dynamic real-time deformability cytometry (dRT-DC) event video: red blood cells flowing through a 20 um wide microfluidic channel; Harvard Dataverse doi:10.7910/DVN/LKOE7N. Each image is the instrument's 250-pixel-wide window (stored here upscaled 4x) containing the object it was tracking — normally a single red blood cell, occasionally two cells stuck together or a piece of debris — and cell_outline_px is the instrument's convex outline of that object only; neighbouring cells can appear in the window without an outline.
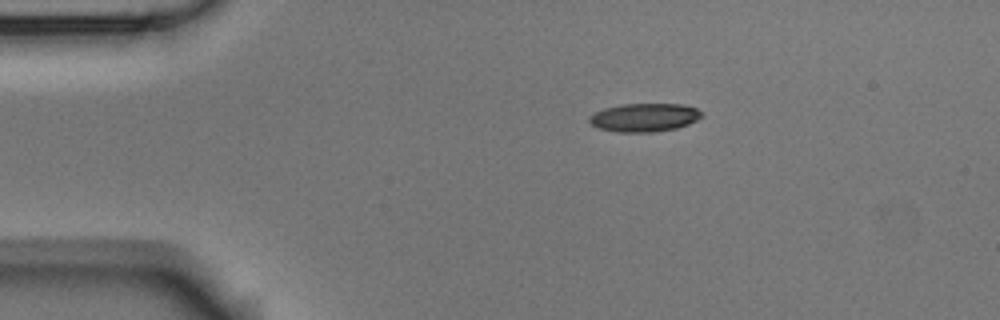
{"species": "Egyptian fruit bat (a non-hibernating species)", "species_latin": "Rousettus aegyptiacus", "temperature_condition": "room temperature", "stored_images_in_passage": 7, "camera_frame_rate_fps": 3000, "um_per_image_px": 0.085, "animal": {"sex": "male"}, "frame": {"image": 1, "passage_image": 1, "time_ms": 0.0, "image_size_px": [1000, 320], "cell_outline_px": [[704, 116], [688, 124], [676, 128], [652, 132], [616, 132], [600, 128], [592, 124], [588, 120], [588, 116], [604, 108], [620, 104], [684, 104], [696, 108], [704, 112]], "centroid_in_image_um": [54.8, 9.97], "position_along_channel_um": 30.2, "area_um2": 18.67}}
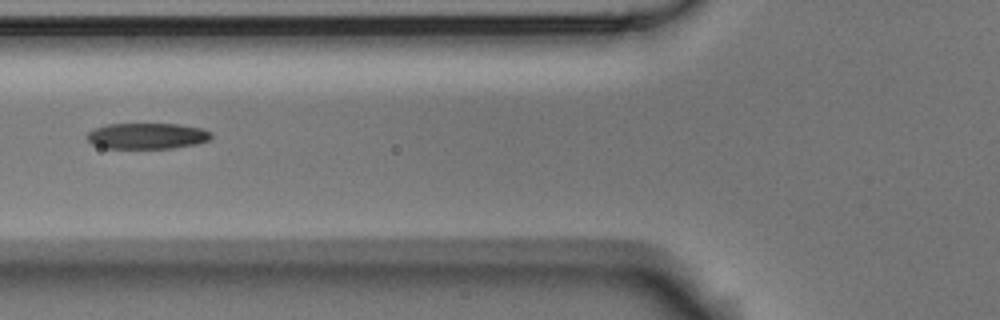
{"frame": {"image": 2, "passage_image": 4, "time_ms": 3.667, "image_size_px": [1000, 320], "cell_outline_px": [[212, 136], [208, 140], [196, 144], [172, 148], [104, 148], [92, 144], [84, 136], [92, 128], [108, 124], [180, 124], [200, 128], [212, 132]], "centroid_in_image_um": [12.46, 11.55], "position_along_channel_um": 113.3, "area_um2": 18.9}}
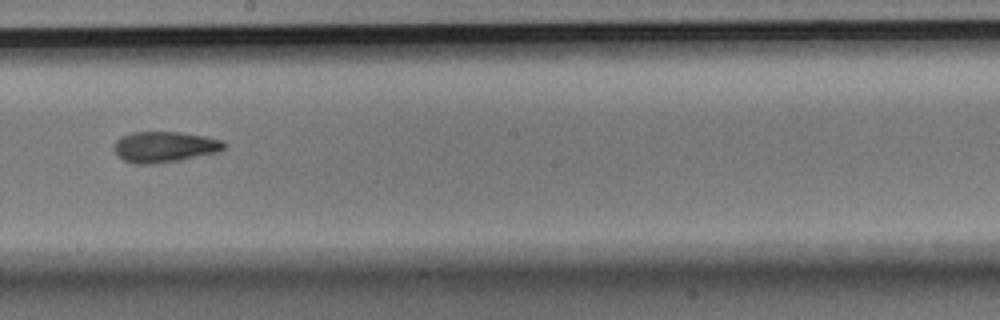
{"frame": {"image": 3, "passage_image": 7, "time_ms": 7.0, "image_size_px": [1000, 320], "cell_outline_px": [[224, 148], [220, 152], [180, 160], [156, 164], [132, 164], [124, 160], [116, 152], [116, 140], [120, 136], [132, 132], [180, 132], [204, 136], [224, 140]], "centroid_in_image_um": [14.01, 12.49], "position_along_channel_um": 234.2, "area_um2": 19.77}}